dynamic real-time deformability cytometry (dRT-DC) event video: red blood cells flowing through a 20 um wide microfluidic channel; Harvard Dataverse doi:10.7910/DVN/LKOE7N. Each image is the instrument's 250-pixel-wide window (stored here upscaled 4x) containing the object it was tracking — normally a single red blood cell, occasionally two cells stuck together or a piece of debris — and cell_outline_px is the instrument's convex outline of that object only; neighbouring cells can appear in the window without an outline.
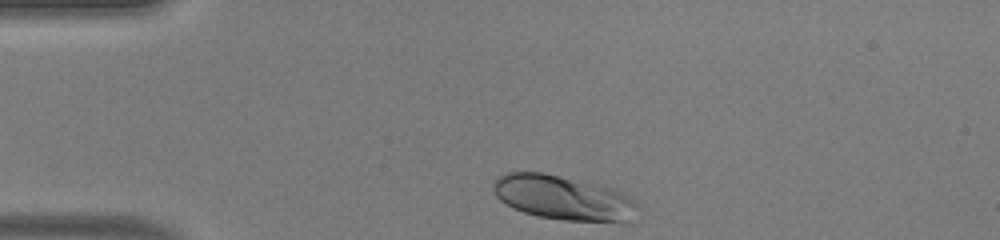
{"species": "human", "species_latin": "Homo sapiens", "temperature_condition": "warm", "stored_images_in_passage": 31, "camera_frame_rate_fps": 3000, "um_per_image_px": 0.085, "donor": {"sex": "male"}, "frame": {"image": 1, "passage_image": 1, "time_ms": 0.0, "image_size_px": [1000, 240], "cell_outline_px": [[640, 208], [624, 220], [564, 220], [536, 216], [512, 208], [500, 200], [496, 196], [492, 188], [496, 176], [504, 172], [544, 172], [600, 184], [612, 188], [632, 200]], "centroid_in_image_um": [47.74, 16.76], "position_along_channel_um": 37.3, "area_um2": 36.93}}
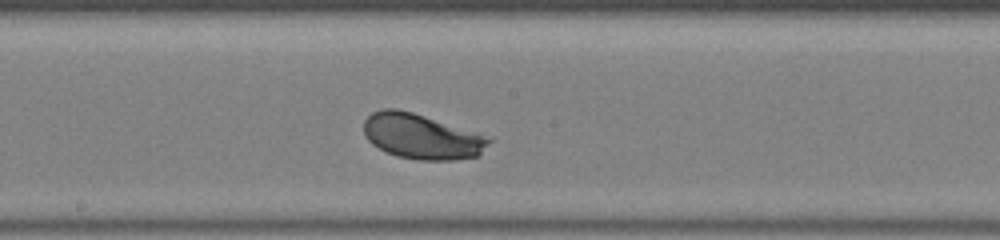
{"frame": {"image": 2, "passage_image": 17, "time_ms": 5.333, "image_size_px": [1000, 240], "cell_outline_px": [[492, 140], [480, 156], [456, 160], [420, 160], [396, 156], [372, 144], [364, 136], [364, 120], [372, 112], [380, 108], [396, 108], [412, 112], [492, 136]], "centroid_in_image_um": [35.89, 11.59], "position_along_channel_um": 212.3, "area_um2": 33.41}}
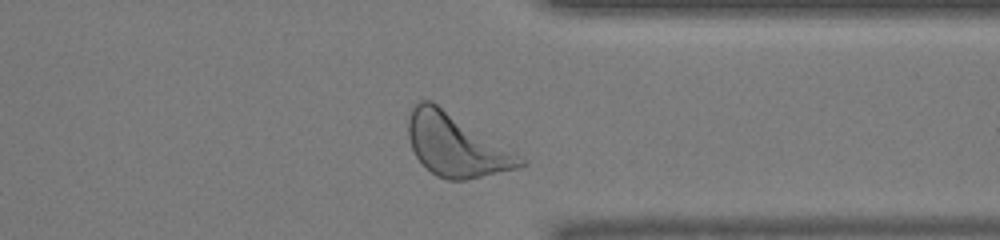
{"frame": {"image": 3, "passage_image": 29, "time_ms": 9.333, "image_size_px": [1000, 240], "cell_outline_px": [[528, 164], [516, 168], [464, 180], [448, 180], [436, 176], [416, 156], [412, 148], [408, 136], [408, 116], [412, 108], [420, 100], [432, 100], [524, 156], [528, 160]], "centroid_in_image_um": [38.81, 12.31], "position_along_channel_um": 372.6, "area_um2": 40.92}, "authors_computed_cell_mechanics": {"area_um2": 33.2928, "velocity_mm_per_s": 4.0638, "shape_relaxation_time_tau1_ms": 1.4602, "shape_relaxation_time_tau2_ms": null, "deformation_change_tau1": 0.1345, "deformation_change_tau2": null}}